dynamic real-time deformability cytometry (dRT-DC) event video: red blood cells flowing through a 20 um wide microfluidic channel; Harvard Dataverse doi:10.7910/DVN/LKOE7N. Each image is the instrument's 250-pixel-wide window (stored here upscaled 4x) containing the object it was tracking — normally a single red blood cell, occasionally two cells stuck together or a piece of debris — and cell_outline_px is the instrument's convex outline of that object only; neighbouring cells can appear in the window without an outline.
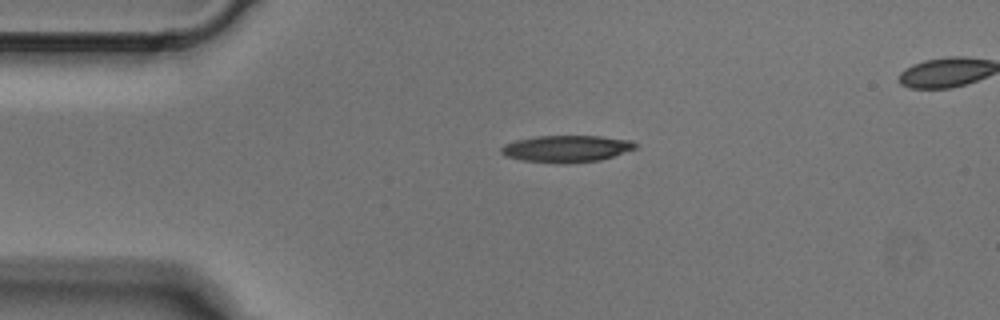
{"species": "Egyptian fruit bat (a non-hibernating species)", "species_latin": "Rousettus aegyptiacus", "temperature_condition": "cold", "stored_images_in_passage": 3, "segment_of_instrument_passage": [1, 2], "camera_frame_rate_fps": 3000, "um_per_image_px": 0.085, "animal": {"sex": "male"}, "frame": {"image": 1, "passage_image": 1, "time_ms": 0.0, "image_size_px": [1000, 320], "cell_outline_px": [[640, 148], [600, 160], [568, 164], [560, 164], [524, 160], [504, 156], [500, 152], [500, 148], [504, 144], [516, 140], [536, 136], [600, 136], [632, 140]], "centroid_in_image_um": [48.18, 12.64], "position_along_channel_um": 36.8, "area_um2": 21.27}}